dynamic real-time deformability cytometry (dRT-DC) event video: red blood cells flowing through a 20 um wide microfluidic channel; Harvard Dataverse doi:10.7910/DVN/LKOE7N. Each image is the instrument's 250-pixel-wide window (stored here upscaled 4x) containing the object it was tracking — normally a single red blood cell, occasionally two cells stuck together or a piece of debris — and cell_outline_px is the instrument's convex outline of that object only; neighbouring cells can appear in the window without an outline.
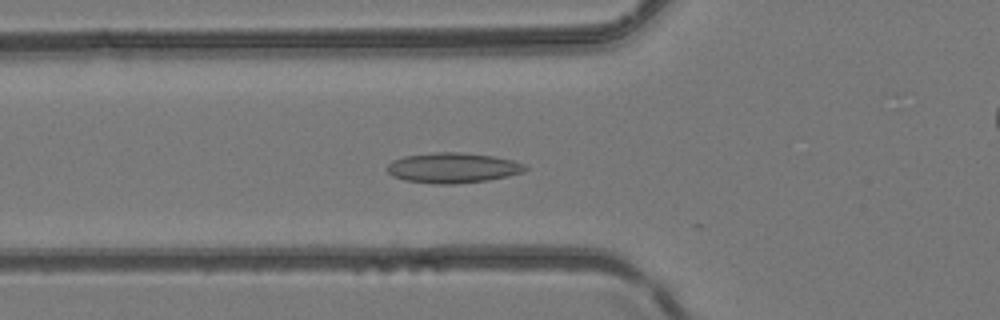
{"species": "common noctule bat (a hibernating species)", "species_latin": "Nyctalus noctula", "temperature_condition": "room temperature", "stored_images_in_passage": 16, "camera_frame_rate_fps": 3000, "um_per_image_px": 0.085, "animal": {"sex": "female", "body_mass_g": 24.6, "forearm_length_mm": 56.2}, "frame": {"image": 1, "passage_image": 9, "time_ms": 2.667, "image_size_px": [1000, 320], "cell_outline_px": [[528, 168], [524, 172], [508, 176], [488, 180], [452, 184], [436, 184], [404, 180], [392, 176], [384, 168], [392, 160], [404, 156], [432, 152], [456, 152], [492, 156], [512, 160], [524, 164]], "centroid_in_image_um": [38.45, 14.27], "position_along_channel_um": 87.4, "area_um2": 24.39}}
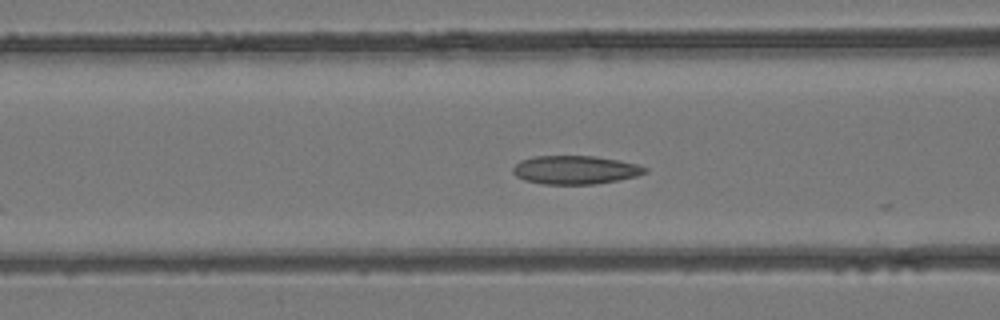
{"frame": {"image": 2, "passage_image": 11, "time_ms": 3.333, "image_size_px": [1000, 320], "cell_outline_px": [[648, 172], [636, 176], [596, 184], [544, 184], [524, 180], [516, 176], [512, 172], [512, 168], [520, 160], [532, 156], [596, 156], [620, 160], [636, 164], [648, 168]], "centroid_in_image_um": [48.88, 14.43], "position_along_channel_um": 117.7, "area_um2": 22.02}}
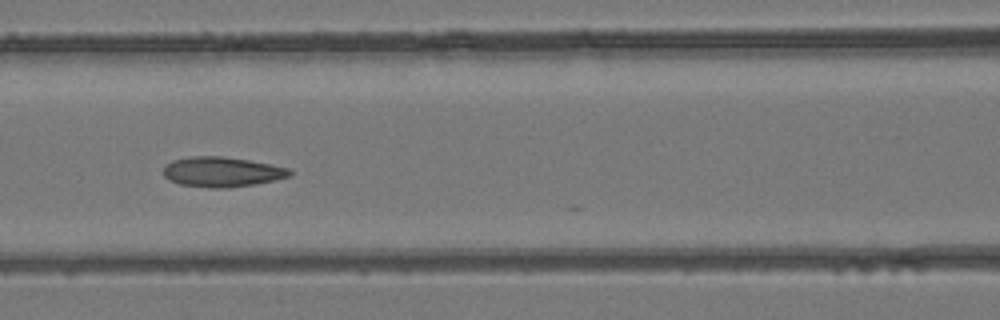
{"frame": {"image": 3, "passage_image": 13, "time_ms": 4.0, "image_size_px": [1000, 320], "cell_outline_px": [[292, 176], [256, 184], [228, 188], [208, 188], [180, 184], [168, 180], [164, 176], [164, 164], [172, 160], [192, 156], [220, 156], [248, 160], [288, 168], [292, 172]], "centroid_in_image_um": [18.84, 14.62], "position_along_channel_um": 147.8, "area_um2": 22.14}}